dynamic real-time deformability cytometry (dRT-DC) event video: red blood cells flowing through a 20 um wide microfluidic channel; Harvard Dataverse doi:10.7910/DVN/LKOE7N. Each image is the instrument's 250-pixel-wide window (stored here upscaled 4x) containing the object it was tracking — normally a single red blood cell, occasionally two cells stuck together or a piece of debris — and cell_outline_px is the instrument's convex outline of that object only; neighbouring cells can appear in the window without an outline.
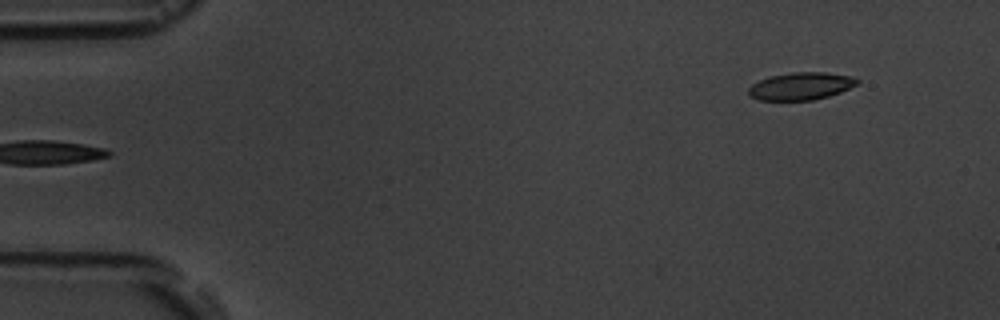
{"species": "common noctule bat (a hibernating species)", "species_latin": "Nyctalus noctula", "temperature_condition": "room temperature", "stored_images_in_passage": 3, "segment_of_instrument_passage": [2, 2], "camera_frame_rate_fps": 3000, "um_per_image_px": 0.085, "animal": {"sex": "male", "body_mass_g": 19.5, "forearm_length_mm": 54.6}, "frame": {"image": 1, "passage_image": 3, "time_ms": 3.0, "image_size_px": [1000, 320], "cell_outline_px": [[860, 80], [856, 84], [840, 92], [828, 96], [812, 100], [760, 100], [748, 96], [748, 88], [752, 84], [760, 80], [772, 76], [792, 72], [824, 72], [856, 76]], "centroid_in_image_um": [68.08, 7.31], "position_along_channel_um": 16.9, "area_um2": 17.4}}